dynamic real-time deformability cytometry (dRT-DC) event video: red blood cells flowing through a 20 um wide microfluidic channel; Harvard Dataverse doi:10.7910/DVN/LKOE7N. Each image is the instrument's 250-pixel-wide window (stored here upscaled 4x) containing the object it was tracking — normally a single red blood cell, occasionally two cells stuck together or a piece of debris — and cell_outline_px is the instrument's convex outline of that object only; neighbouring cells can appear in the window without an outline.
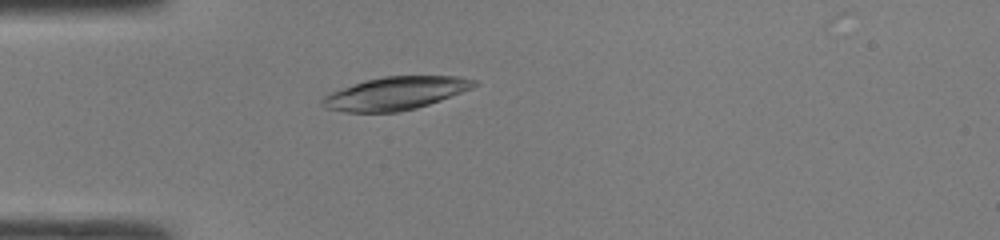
{"species": "common noctule bat (a hibernating species)", "species_latin": "Nyctalus noctula", "temperature_condition": "room temperature", "stored_images_in_passage": 47, "camera_frame_rate_fps": 3000, "um_per_image_px": 0.085, "animal": {"sex": "male", "body_mass_g": 19.0, "forearm_length_mm": 50.8}, "frame": {"image": 1, "passage_image": 14, "time_ms": 4.333, "image_size_px": [1000, 240], "cell_outline_px": [[480, 84], [472, 88], [440, 100], [416, 108], [396, 112], [344, 112], [328, 108], [320, 104], [320, 100], [324, 96], [332, 92], [364, 80], [384, 76], [460, 76], [476, 80]], "centroid_in_image_um": [33.63, 7.92], "position_along_channel_um": 51.4, "area_um2": 29.02}}
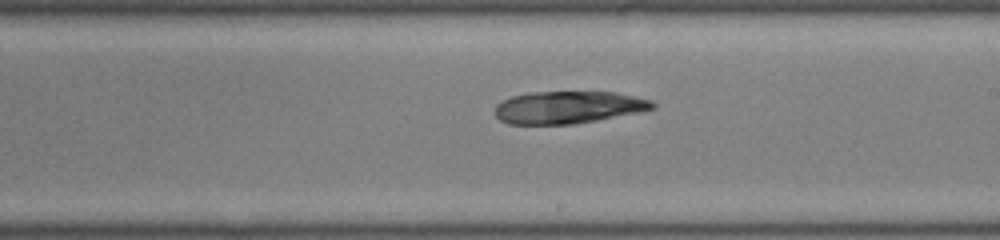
{"frame": {"image": 2, "passage_image": 28, "time_ms": 9.0, "image_size_px": [1000, 240], "cell_outline_px": [[656, 108], [640, 112], [596, 120], [572, 124], [508, 124], [500, 120], [496, 116], [496, 104], [512, 96], [528, 92], [612, 92], [636, 96], [652, 100], [656, 104]], "centroid_in_image_um": [48.32, 9.12], "position_along_channel_um": 240.7, "area_um2": 29.71}}
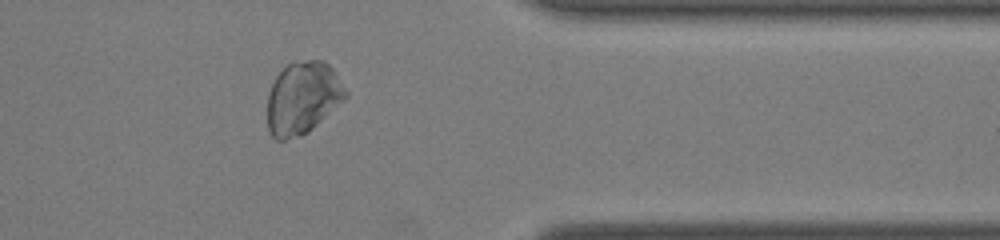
{"frame": {"image": 3, "passage_image": 39, "time_ms": 12.667, "image_size_px": [1000, 240], "cell_outline_px": [[348, 96], [344, 100], [308, 132], [300, 136], [284, 140], [276, 140], [272, 136], [268, 128], [268, 92], [276, 76], [288, 64], [308, 60], [324, 60], [332, 68], [348, 92]], "centroid_in_image_um": [25.73, 8.33], "position_along_channel_um": 385.7, "area_um2": 32.83}}